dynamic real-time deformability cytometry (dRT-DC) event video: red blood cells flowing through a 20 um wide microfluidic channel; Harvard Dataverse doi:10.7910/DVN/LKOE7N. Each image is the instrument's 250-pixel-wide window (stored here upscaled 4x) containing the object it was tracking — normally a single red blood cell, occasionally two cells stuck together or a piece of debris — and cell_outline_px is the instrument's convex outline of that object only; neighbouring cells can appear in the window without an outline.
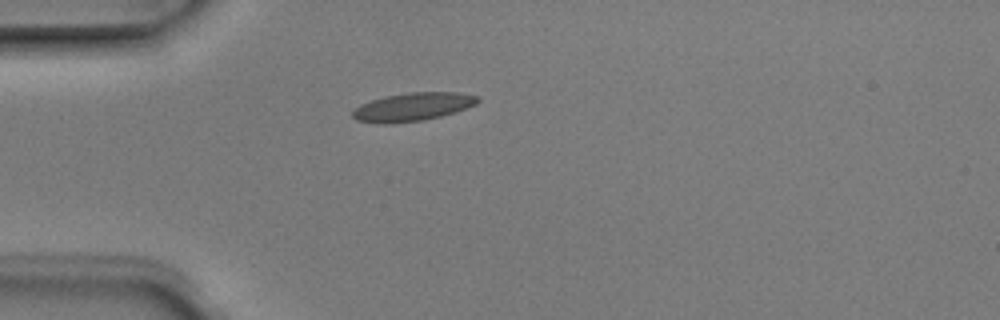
{"species": "Egyptian fruit bat (a non-hibernating species)", "species_latin": "Rousettus aegyptiacus", "temperature_condition": "room temperature", "stored_images_in_passage": 1, "camera_frame_rate_fps": 3000, "um_per_image_px": 0.085, "animal": {"sex": "male"}, "frame": {"image": 1, "passage_image": 1, "time_ms": 0.0, "image_size_px": [1000, 320], "cell_outline_px": [[480, 100], [476, 104], [456, 112], [424, 120], [388, 124], [376, 124], [356, 120], [352, 116], [352, 112], [360, 104], [384, 96], [408, 92], [456, 92], [476, 96]], "centroid_in_image_um": [35.05, 9.09], "position_along_channel_um": 50.0, "area_um2": 20.69}}